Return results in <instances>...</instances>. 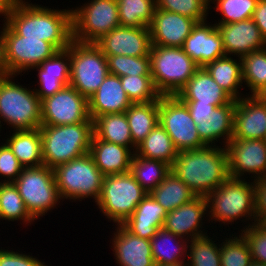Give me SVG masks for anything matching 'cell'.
<instances>
[{
    "instance_id": "52",
    "label": "cell",
    "mask_w": 266,
    "mask_h": 266,
    "mask_svg": "<svg viewBox=\"0 0 266 266\" xmlns=\"http://www.w3.org/2000/svg\"><path fill=\"white\" fill-rule=\"evenodd\" d=\"M0 31V76H8L9 70L6 61V24H3V28Z\"/></svg>"
},
{
    "instance_id": "47",
    "label": "cell",
    "mask_w": 266,
    "mask_h": 266,
    "mask_svg": "<svg viewBox=\"0 0 266 266\" xmlns=\"http://www.w3.org/2000/svg\"><path fill=\"white\" fill-rule=\"evenodd\" d=\"M0 145V178L1 182H14L24 168L6 143ZM7 178V179H6Z\"/></svg>"
},
{
    "instance_id": "41",
    "label": "cell",
    "mask_w": 266,
    "mask_h": 266,
    "mask_svg": "<svg viewBox=\"0 0 266 266\" xmlns=\"http://www.w3.org/2000/svg\"><path fill=\"white\" fill-rule=\"evenodd\" d=\"M122 88L132 103L156 101L160 94L156 91L151 75L120 77Z\"/></svg>"
},
{
    "instance_id": "45",
    "label": "cell",
    "mask_w": 266,
    "mask_h": 266,
    "mask_svg": "<svg viewBox=\"0 0 266 266\" xmlns=\"http://www.w3.org/2000/svg\"><path fill=\"white\" fill-rule=\"evenodd\" d=\"M216 12H220L221 20L216 24H228L250 19L253 16L258 0H213Z\"/></svg>"
},
{
    "instance_id": "29",
    "label": "cell",
    "mask_w": 266,
    "mask_h": 266,
    "mask_svg": "<svg viewBox=\"0 0 266 266\" xmlns=\"http://www.w3.org/2000/svg\"><path fill=\"white\" fill-rule=\"evenodd\" d=\"M5 143L24 168L43 166L40 129L13 130Z\"/></svg>"
},
{
    "instance_id": "10",
    "label": "cell",
    "mask_w": 266,
    "mask_h": 266,
    "mask_svg": "<svg viewBox=\"0 0 266 266\" xmlns=\"http://www.w3.org/2000/svg\"><path fill=\"white\" fill-rule=\"evenodd\" d=\"M29 214L37 220L60 203L53 169L47 166L23 168L13 182Z\"/></svg>"
},
{
    "instance_id": "15",
    "label": "cell",
    "mask_w": 266,
    "mask_h": 266,
    "mask_svg": "<svg viewBox=\"0 0 266 266\" xmlns=\"http://www.w3.org/2000/svg\"><path fill=\"white\" fill-rule=\"evenodd\" d=\"M230 178L252 180L266 176V143L263 139H231L225 146Z\"/></svg>"
},
{
    "instance_id": "43",
    "label": "cell",
    "mask_w": 266,
    "mask_h": 266,
    "mask_svg": "<svg viewBox=\"0 0 266 266\" xmlns=\"http://www.w3.org/2000/svg\"><path fill=\"white\" fill-rule=\"evenodd\" d=\"M238 236L232 234L220 244L221 266H249L252 262L245 237Z\"/></svg>"
},
{
    "instance_id": "16",
    "label": "cell",
    "mask_w": 266,
    "mask_h": 266,
    "mask_svg": "<svg viewBox=\"0 0 266 266\" xmlns=\"http://www.w3.org/2000/svg\"><path fill=\"white\" fill-rule=\"evenodd\" d=\"M105 56H150L152 39L148 27L118 26L95 43Z\"/></svg>"
},
{
    "instance_id": "4",
    "label": "cell",
    "mask_w": 266,
    "mask_h": 266,
    "mask_svg": "<svg viewBox=\"0 0 266 266\" xmlns=\"http://www.w3.org/2000/svg\"><path fill=\"white\" fill-rule=\"evenodd\" d=\"M228 178L219 187L205 197L207 201L208 221L222 222L223 225L234 221H252L256 223L254 180ZM211 214V215H210ZM246 220V221H245ZM254 221V222H253ZM227 222V223H226Z\"/></svg>"
},
{
    "instance_id": "57",
    "label": "cell",
    "mask_w": 266,
    "mask_h": 266,
    "mask_svg": "<svg viewBox=\"0 0 266 266\" xmlns=\"http://www.w3.org/2000/svg\"><path fill=\"white\" fill-rule=\"evenodd\" d=\"M160 266H186V262H180L177 264H170V265H160Z\"/></svg>"
},
{
    "instance_id": "34",
    "label": "cell",
    "mask_w": 266,
    "mask_h": 266,
    "mask_svg": "<svg viewBox=\"0 0 266 266\" xmlns=\"http://www.w3.org/2000/svg\"><path fill=\"white\" fill-rule=\"evenodd\" d=\"M93 133L100 140L127 146L133 150V140L125 112L96 117L93 120Z\"/></svg>"
},
{
    "instance_id": "23",
    "label": "cell",
    "mask_w": 266,
    "mask_h": 266,
    "mask_svg": "<svg viewBox=\"0 0 266 266\" xmlns=\"http://www.w3.org/2000/svg\"><path fill=\"white\" fill-rule=\"evenodd\" d=\"M116 226L111 247L117 265L155 266L150 240L132 235L122 225Z\"/></svg>"
},
{
    "instance_id": "2",
    "label": "cell",
    "mask_w": 266,
    "mask_h": 266,
    "mask_svg": "<svg viewBox=\"0 0 266 266\" xmlns=\"http://www.w3.org/2000/svg\"><path fill=\"white\" fill-rule=\"evenodd\" d=\"M222 147L180 151L171 170L196 196L206 197L230 177L227 151Z\"/></svg>"
},
{
    "instance_id": "26",
    "label": "cell",
    "mask_w": 266,
    "mask_h": 266,
    "mask_svg": "<svg viewBox=\"0 0 266 266\" xmlns=\"http://www.w3.org/2000/svg\"><path fill=\"white\" fill-rule=\"evenodd\" d=\"M166 215L167 211L147 193L122 226L132 235L150 240L163 228Z\"/></svg>"
},
{
    "instance_id": "31",
    "label": "cell",
    "mask_w": 266,
    "mask_h": 266,
    "mask_svg": "<svg viewBox=\"0 0 266 266\" xmlns=\"http://www.w3.org/2000/svg\"><path fill=\"white\" fill-rule=\"evenodd\" d=\"M215 82L222 87L234 100H239L244 94L239 93L243 86L242 60L224 55L204 67ZM239 89V90H238ZM242 96V97H241Z\"/></svg>"
},
{
    "instance_id": "35",
    "label": "cell",
    "mask_w": 266,
    "mask_h": 266,
    "mask_svg": "<svg viewBox=\"0 0 266 266\" xmlns=\"http://www.w3.org/2000/svg\"><path fill=\"white\" fill-rule=\"evenodd\" d=\"M150 194L167 213L196 197L191 189L172 170Z\"/></svg>"
},
{
    "instance_id": "8",
    "label": "cell",
    "mask_w": 266,
    "mask_h": 266,
    "mask_svg": "<svg viewBox=\"0 0 266 266\" xmlns=\"http://www.w3.org/2000/svg\"><path fill=\"white\" fill-rule=\"evenodd\" d=\"M146 195L130 171L106 175L96 205L109 221L122 225Z\"/></svg>"
},
{
    "instance_id": "48",
    "label": "cell",
    "mask_w": 266,
    "mask_h": 266,
    "mask_svg": "<svg viewBox=\"0 0 266 266\" xmlns=\"http://www.w3.org/2000/svg\"><path fill=\"white\" fill-rule=\"evenodd\" d=\"M44 262L29 254L0 249V266H42Z\"/></svg>"
},
{
    "instance_id": "40",
    "label": "cell",
    "mask_w": 266,
    "mask_h": 266,
    "mask_svg": "<svg viewBox=\"0 0 266 266\" xmlns=\"http://www.w3.org/2000/svg\"><path fill=\"white\" fill-rule=\"evenodd\" d=\"M210 238L206 234L188 242L186 266H221L220 244Z\"/></svg>"
},
{
    "instance_id": "9",
    "label": "cell",
    "mask_w": 266,
    "mask_h": 266,
    "mask_svg": "<svg viewBox=\"0 0 266 266\" xmlns=\"http://www.w3.org/2000/svg\"><path fill=\"white\" fill-rule=\"evenodd\" d=\"M109 74L106 56L95 43H70V86L89 99Z\"/></svg>"
},
{
    "instance_id": "53",
    "label": "cell",
    "mask_w": 266,
    "mask_h": 266,
    "mask_svg": "<svg viewBox=\"0 0 266 266\" xmlns=\"http://www.w3.org/2000/svg\"><path fill=\"white\" fill-rule=\"evenodd\" d=\"M13 2L14 0H0V16H4V24H7L9 11Z\"/></svg>"
},
{
    "instance_id": "19",
    "label": "cell",
    "mask_w": 266,
    "mask_h": 266,
    "mask_svg": "<svg viewBox=\"0 0 266 266\" xmlns=\"http://www.w3.org/2000/svg\"><path fill=\"white\" fill-rule=\"evenodd\" d=\"M215 25L220 32L226 55L242 58L266 47V41L252 18Z\"/></svg>"
},
{
    "instance_id": "24",
    "label": "cell",
    "mask_w": 266,
    "mask_h": 266,
    "mask_svg": "<svg viewBox=\"0 0 266 266\" xmlns=\"http://www.w3.org/2000/svg\"><path fill=\"white\" fill-rule=\"evenodd\" d=\"M176 96L184 103L212 104L216 107L233 100L204 67L195 72Z\"/></svg>"
},
{
    "instance_id": "56",
    "label": "cell",
    "mask_w": 266,
    "mask_h": 266,
    "mask_svg": "<svg viewBox=\"0 0 266 266\" xmlns=\"http://www.w3.org/2000/svg\"><path fill=\"white\" fill-rule=\"evenodd\" d=\"M249 266H266V264L252 261Z\"/></svg>"
},
{
    "instance_id": "36",
    "label": "cell",
    "mask_w": 266,
    "mask_h": 266,
    "mask_svg": "<svg viewBox=\"0 0 266 266\" xmlns=\"http://www.w3.org/2000/svg\"><path fill=\"white\" fill-rule=\"evenodd\" d=\"M171 167L158 160L146 159L134 153L130 172L147 192H152L170 172Z\"/></svg>"
},
{
    "instance_id": "46",
    "label": "cell",
    "mask_w": 266,
    "mask_h": 266,
    "mask_svg": "<svg viewBox=\"0 0 266 266\" xmlns=\"http://www.w3.org/2000/svg\"><path fill=\"white\" fill-rule=\"evenodd\" d=\"M243 228L241 234L247 241L252 261L266 264V230L257 222Z\"/></svg>"
},
{
    "instance_id": "14",
    "label": "cell",
    "mask_w": 266,
    "mask_h": 266,
    "mask_svg": "<svg viewBox=\"0 0 266 266\" xmlns=\"http://www.w3.org/2000/svg\"><path fill=\"white\" fill-rule=\"evenodd\" d=\"M5 50L9 75L14 76L32 70L58 51L53 44L42 38L17 35L7 24Z\"/></svg>"
},
{
    "instance_id": "13",
    "label": "cell",
    "mask_w": 266,
    "mask_h": 266,
    "mask_svg": "<svg viewBox=\"0 0 266 266\" xmlns=\"http://www.w3.org/2000/svg\"><path fill=\"white\" fill-rule=\"evenodd\" d=\"M85 121H93L88 99L70 85L41 100V125L60 126Z\"/></svg>"
},
{
    "instance_id": "1",
    "label": "cell",
    "mask_w": 266,
    "mask_h": 266,
    "mask_svg": "<svg viewBox=\"0 0 266 266\" xmlns=\"http://www.w3.org/2000/svg\"><path fill=\"white\" fill-rule=\"evenodd\" d=\"M7 25L26 38H42L58 50L69 47L72 37L71 9H51L25 0H14Z\"/></svg>"
},
{
    "instance_id": "37",
    "label": "cell",
    "mask_w": 266,
    "mask_h": 266,
    "mask_svg": "<svg viewBox=\"0 0 266 266\" xmlns=\"http://www.w3.org/2000/svg\"><path fill=\"white\" fill-rule=\"evenodd\" d=\"M120 26L148 27L152 23L155 0H116Z\"/></svg>"
},
{
    "instance_id": "50",
    "label": "cell",
    "mask_w": 266,
    "mask_h": 266,
    "mask_svg": "<svg viewBox=\"0 0 266 266\" xmlns=\"http://www.w3.org/2000/svg\"><path fill=\"white\" fill-rule=\"evenodd\" d=\"M191 113L192 119L196 124L206 121L210 118L215 105L212 104H199V103H185Z\"/></svg>"
},
{
    "instance_id": "32",
    "label": "cell",
    "mask_w": 266,
    "mask_h": 266,
    "mask_svg": "<svg viewBox=\"0 0 266 266\" xmlns=\"http://www.w3.org/2000/svg\"><path fill=\"white\" fill-rule=\"evenodd\" d=\"M130 134L133 140V151L159 123V99L146 103H132L125 111Z\"/></svg>"
},
{
    "instance_id": "20",
    "label": "cell",
    "mask_w": 266,
    "mask_h": 266,
    "mask_svg": "<svg viewBox=\"0 0 266 266\" xmlns=\"http://www.w3.org/2000/svg\"><path fill=\"white\" fill-rule=\"evenodd\" d=\"M206 214H208V209L205 197L196 196L190 202L168 212L163 228L190 241L207 234L202 230L204 228L202 225L205 223L203 217Z\"/></svg>"
},
{
    "instance_id": "18",
    "label": "cell",
    "mask_w": 266,
    "mask_h": 266,
    "mask_svg": "<svg viewBox=\"0 0 266 266\" xmlns=\"http://www.w3.org/2000/svg\"><path fill=\"white\" fill-rule=\"evenodd\" d=\"M181 48L199 67L226 55L220 32L207 20L192 28Z\"/></svg>"
},
{
    "instance_id": "38",
    "label": "cell",
    "mask_w": 266,
    "mask_h": 266,
    "mask_svg": "<svg viewBox=\"0 0 266 266\" xmlns=\"http://www.w3.org/2000/svg\"><path fill=\"white\" fill-rule=\"evenodd\" d=\"M0 214L3 220H21L24 225L35 222L13 182H0Z\"/></svg>"
},
{
    "instance_id": "11",
    "label": "cell",
    "mask_w": 266,
    "mask_h": 266,
    "mask_svg": "<svg viewBox=\"0 0 266 266\" xmlns=\"http://www.w3.org/2000/svg\"><path fill=\"white\" fill-rule=\"evenodd\" d=\"M72 11V37L82 43H96L120 26L116 0H91Z\"/></svg>"
},
{
    "instance_id": "6",
    "label": "cell",
    "mask_w": 266,
    "mask_h": 266,
    "mask_svg": "<svg viewBox=\"0 0 266 266\" xmlns=\"http://www.w3.org/2000/svg\"><path fill=\"white\" fill-rule=\"evenodd\" d=\"M14 78V75L0 76V122L14 130L40 128L41 100L34 89L16 84Z\"/></svg>"
},
{
    "instance_id": "44",
    "label": "cell",
    "mask_w": 266,
    "mask_h": 266,
    "mask_svg": "<svg viewBox=\"0 0 266 266\" xmlns=\"http://www.w3.org/2000/svg\"><path fill=\"white\" fill-rule=\"evenodd\" d=\"M156 8L194 19L197 23L206 21L212 9L208 0H155ZM210 8V9H209Z\"/></svg>"
},
{
    "instance_id": "7",
    "label": "cell",
    "mask_w": 266,
    "mask_h": 266,
    "mask_svg": "<svg viewBox=\"0 0 266 266\" xmlns=\"http://www.w3.org/2000/svg\"><path fill=\"white\" fill-rule=\"evenodd\" d=\"M53 172L59 196L63 201H82L84 198H93L95 203L98 201L104 175L95 165L90 153L57 166Z\"/></svg>"
},
{
    "instance_id": "33",
    "label": "cell",
    "mask_w": 266,
    "mask_h": 266,
    "mask_svg": "<svg viewBox=\"0 0 266 266\" xmlns=\"http://www.w3.org/2000/svg\"><path fill=\"white\" fill-rule=\"evenodd\" d=\"M135 153L143 158L162 161L170 167L178 151L165 129L158 123L145 139L137 146Z\"/></svg>"
},
{
    "instance_id": "21",
    "label": "cell",
    "mask_w": 266,
    "mask_h": 266,
    "mask_svg": "<svg viewBox=\"0 0 266 266\" xmlns=\"http://www.w3.org/2000/svg\"><path fill=\"white\" fill-rule=\"evenodd\" d=\"M196 24L192 18L155 8L149 26L152 45L182 47Z\"/></svg>"
},
{
    "instance_id": "55",
    "label": "cell",
    "mask_w": 266,
    "mask_h": 266,
    "mask_svg": "<svg viewBox=\"0 0 266 266\" xmlns=\"http://www.w3.org/2000/svg\"><path fill=\"white\" fill-rule=\"evenodd\" d=\"M257 223L266 230V214L263 215L258 221Z\"/></svg>"
},
{
    "instance_id": "42",
    "label": "cell",
    "mask_w": 266,
    "mask_h": 266,
    "mask_svg": "<svg viewBox=\"0 0 266 266\" xmlns=\"http://www.w3.org/2000/svg\"><path fill=\"white\" fill-rule=\"evenodd\" d=\"M109 73L123 76L151 75L150 56L132 57L124 55L106 56Z\"/></svg>"
},
{
    "instance_id": "54",
    "label": "cell",
    "mask_w": 266,
    "mask_h": 266,
    "mask_svg": "<svg viewBox=\"0 0 266 266\" xmlns=\"http://www.w3.org/2000/svg\"><path fill=\"white\" fill-rule=\"evenodd\" d=\"M260 100L266 102V85L262 88V90L256 95Z\"/></svg>"
},
{
    "instance_id": "12",
    "label": "cell",
    "mask_w": 266,
    "mask_h": 266,
    "mask_svg": "<svg viewBox=\"0 0 266 266\" xmlns=\"http://www.w3.org/2000/svg\"><path fill=\"white\" fill-rule=\"evenodd\" d=\"M159 123L178 152L206 146L198 135L196 123L187 105L177 96H160Z\"/></svg>"
},
{
    "instance_id": "25",
    "label": "cell",
    "mask_w": 266,
    "mask_h": 266,
    "mask_svg": "<svg viewBox=\"0 0 266 266\" xmlns=\"http://www.w3.org/2000/svg\"><path fill=\"white\" fill-rule=\"evenodd\" d=\"M89 115L98 116L125 112L132 104L127 97L120 77L109 73L99 89L88 99Z\"/></svg>"
},
{
    "instance_id": "17",
    "label": "cell",
    "mask_w": 266,
    "mask_h": 266,
    "mask_svg": "<svg viewBox=\"0 0 266 266\" xmlns=\"http://www.w3.org/2000/svg\"><path fill=\"white\" fill-rule=\"evenodd\" d=\"M244 96L235 100L232 139H264L266 135V102L260 100L256 95Z\"/></svg>"
},
{
    "instance_id": "51",
    "label": "cell",
    "mask_w": 266,
    "mask_h": 266,
    "mask_svg": "<svg viewBox=\"0 0 266 266\" xmlns=\"http://www.w3.org/2000/svg\"><path fill=\"white\" fill-rule=\"evenodd\" d=\"M252 19L266 41V0H258Z\"/></svg>"
},
{
    "instance_id": "3",
    "label": "cell",
    "mask_w": 266,
    "mask_h": 266,
    "mask_svg": "<svg viewBox=\"0 0 266 266\" xmlns=\"http://www.w3.org/2000/svg\"><path fill=\"white\" fill-rule=\"evenodd\" d=\"M43 165L56 168L90 152L93 121L68 125H41Z\"/></svg>"
},
{
    "instance_id": "22",
    "label": "cell",
    "mask_w": 266,
    "mask_h": 266,
    "mask_svg": "<svg viewBox=\"0 0 266 266\" xmlns=\"http://www.w3.org/2000/svg\"><path fill=\"white\" fill-rule=\"evenodd\" d=\"M38 71V89L34 88L40 100L54 95L70 84V45L58 50L49 59L33 70Z\"/></svg>"
},
{
    "instance_id": "28",
    "label": "cell",
    "mask_w": 266,
    "mask_h": 266,
    "mask_svg": "<svg viewBox=\"0 0 266 266\" xmlns=\"http://www.w3.org/2000/svg\"><path fill=\"white\" fill-rule=\"evenodd\" d=\"M234 111L233 99L229 104L216 107L208 120L196 124L198 135L206 146H215L219 139L223 140L224 147L230 142L233 138Z\"/></svg>"
},
{
    "instance_id": "5",
    "label": "cell",
    "mask_w": 266,
    "mask_h": 266,
    "mask_svg": "<svg viewBox=\"0 0 266 266\" xmlns=\"http://www.w3.org/2000/svg\"><path fill=\"white\" fill-rule=\"evenodd\" d=\"M151 76L161 96H176L200 68L181 47L152 45Z\"/></svg>"
},
{
    "instance_id": "49",
    "label": "cell",
    "mask_w": 266,
    "mask_h": 266,
    "mask_svg": "<svg viewBox=\"0 0 266 266\" xmlns=\"http://www.w3.org/2000/svg\"><path fill=\"white\" fill-rule=\"evenodd\" d=\"M256 221L266 214V176L254 180Z\"/></svg>"
},
{
    "instance_id": "27",
    "label": "cell",
    "mask_w": 266,
    "mask_h": 266,
    "mask_svg": "<svg viewBox=\"0 0 266 266\" xmlns=\"http://www.w3.org/2000/svg\"><path fill=\"white\" fill-rule=\"evenodd\" d=\"M89 153L106 176L129 172L135 152L127 146L100 140L93 134Z\"/></svg>"
},
{
    "instance_id": "30",
    "label": "cell",
    "mask_w": 266,
    "mask_h": 266,
    "mask_svg": "<svg viewBox=\"0 0 266 266\" xmlns=\"http://www.w3.org/2000/svg\"><path fill=\"white\" fill-rule=\"evenodd\" d=\"M150 242L155 266L186 262L189 242L186 239L161 228L157 230Z\"/></svg>"
},
{
    "instance_id": "39",
    "label": "cell",
    "mask_w": 266,
    "mask_h": 266,
    "mask_svg": "<svg viewBox=\"0 0 266 266\" xmlns=\"http://www.w3.org/2000/svg\"><path fill=\"white\" fill-rule=\"evenodd\" d=\"M241 60L243 82L250 95H257L266 85V47L246 54Z\"/></svg>"
}]
</instances>
